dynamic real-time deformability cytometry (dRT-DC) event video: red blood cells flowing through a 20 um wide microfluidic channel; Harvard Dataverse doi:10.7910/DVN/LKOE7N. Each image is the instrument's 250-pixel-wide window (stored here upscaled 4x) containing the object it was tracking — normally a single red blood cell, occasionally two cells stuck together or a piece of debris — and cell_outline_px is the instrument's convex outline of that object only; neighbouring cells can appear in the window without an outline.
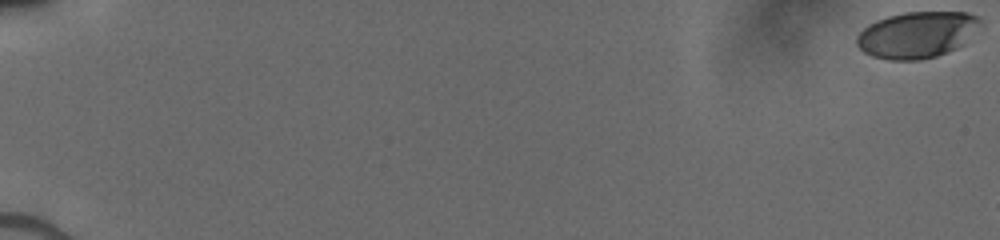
{"species": "human", "species_latin": "Homo sapiens", "temperature_condition": "cold", "stored_images_in_passage": 13, "camera_frame_rate_fps": 3000, "um_per_image_px": 0.085, "donor": {"sex": "male"}, "frame": {"image": 1, "passage_image": 1, "time_ms": 0.0, "image_size_px": [1000, 240], "cell_outline_px": [[980, 24], [964, 44], [956, 48], [936, 56], [920, 60], [888, 60], [872, 56], [864, 52], [856, 44], [856, 36], [868, 24], [876, 20], [888, 16], [904, 12], [968, 12], [980, 16]], "centroid_in_image_um": [77.93, 2.95], "position_along_channel_um": 7.1, "area_um2": 33.47}}